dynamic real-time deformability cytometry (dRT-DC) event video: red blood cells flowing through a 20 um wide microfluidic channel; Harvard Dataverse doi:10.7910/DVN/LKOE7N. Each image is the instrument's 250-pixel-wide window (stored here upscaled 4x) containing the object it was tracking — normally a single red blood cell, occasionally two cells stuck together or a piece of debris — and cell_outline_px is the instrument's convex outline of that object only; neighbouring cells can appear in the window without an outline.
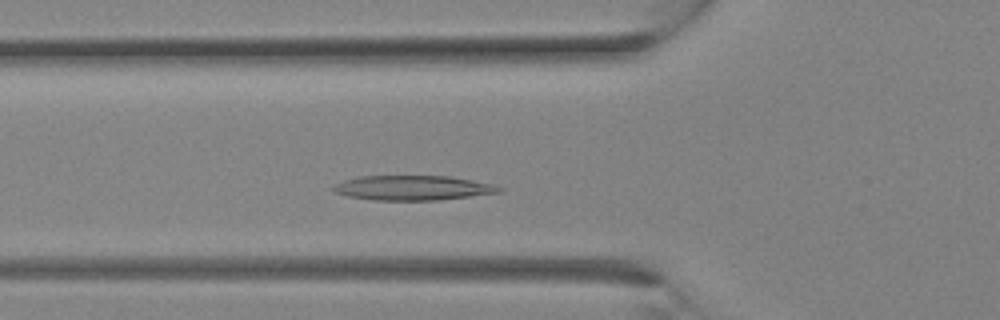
{"species": "Egyptian fruit bat (a non-hibernating species)", "species_latin": "Rousettus aegyptiacus", "temperature_condition": "room temperature", "stored_images_in_passage": 10, "camera_frame_rate_fps": 3000, "um_per_image_px": 0.085, "animal": {"sex": "female"}, "frame": {"image": 1, "passage_image": 6, "time_ms": 1.667, "image_size_px": [1000, 320], "cell_outline_px": [[504, 188], [500, 192], [436, 200], [372, 200], [348, 196], [336, 192], [332, 188], [336, 184], [344, 180], [360, 176], [448, 176], [496, 184]], "centroid_in_image_um": [35.11, 15.96], "position_along_channel_um": 90.7, "area_um2": 23.7}}
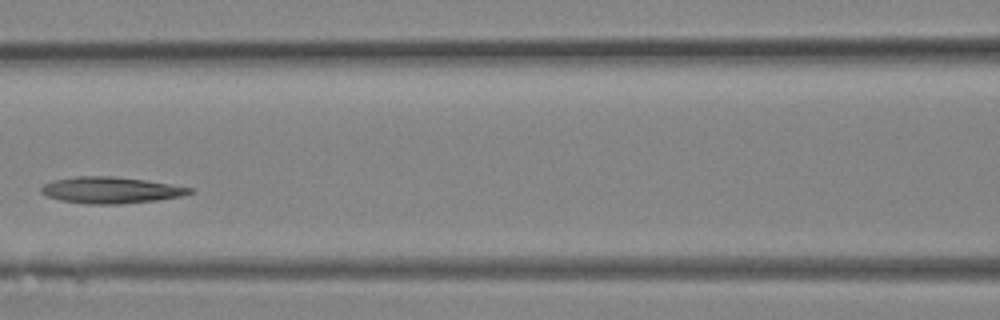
{"frame": {"image": 2, "passage_image": 9, "time_ms": 2.667, "image_size_px": [1000, 320], "cell_outline_px": [[196, 192], [180, 196], [156, 200], [120, 204], [88, 204], [60, 200], [48, 196], [40, 192], [40, 188], [44, 184], [52, 180], [76, 176], [112, 176], [144, 180], [196, 188]], "centroid_in_image_um": [9.43, 16.16], "position_along_channel_um": 157.2, "area_um2": 22.89}}